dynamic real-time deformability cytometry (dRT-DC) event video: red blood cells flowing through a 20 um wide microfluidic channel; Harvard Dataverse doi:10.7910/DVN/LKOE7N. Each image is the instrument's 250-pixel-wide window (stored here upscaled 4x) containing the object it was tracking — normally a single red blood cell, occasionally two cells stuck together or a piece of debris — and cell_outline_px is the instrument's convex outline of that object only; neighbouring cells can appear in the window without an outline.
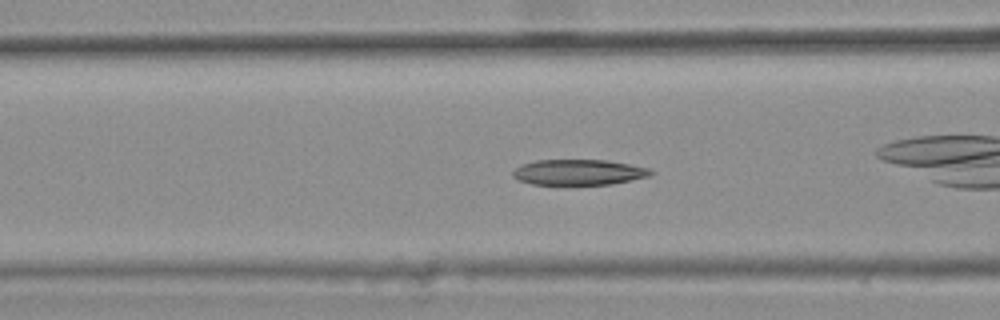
{"species": "common noctule bat (a hibernating species)", "species_latin": "Nyctalus noctula", "temperature_condition": "warm", "stored_images_in_passage": 30, "camera_frame_rate_fps": 3000, "um_per_image_px": 0.085, "animal": {"sex": "female", "body_mass_g": 25.1}, "frame": {"image": 1, "passage_image": 5, "time_ms": 1.333, "image_size_px": [1000, 320], "cell_outline_px": [[656, 172], [652, 176], [632, 180], [608, 184], [532, 184], [516, 180], [512, 176], [512, 172], [516, 168], [524, 164], [536, 160], [604, 160], [628, 164], [648, 168]], "centroid_in_image_um": [49.2, 14.64], "position_along_channel_um": 117.4, "area_um2": 20.46}, "authors_computed_cell_mechanics": {"area_um2": 20.6924, "velocity_mm_per_s": 3.838, "shape_relaxation_time_tau1_ms": 11.0205, "shape_relaxation_time_tau2_ms": 6.904, "deformation_change_tau1": 0.2124, "deformation_change_tau2": 0.1138}}